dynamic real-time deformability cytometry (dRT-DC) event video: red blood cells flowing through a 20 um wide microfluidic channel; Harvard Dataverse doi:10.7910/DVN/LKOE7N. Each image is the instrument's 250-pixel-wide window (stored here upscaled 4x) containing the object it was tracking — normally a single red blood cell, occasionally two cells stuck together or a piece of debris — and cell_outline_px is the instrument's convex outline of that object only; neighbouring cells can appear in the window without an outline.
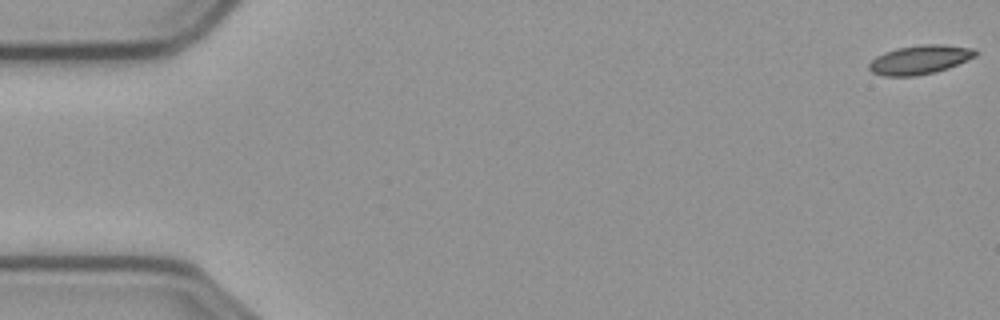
{"species": "common noctule bat (a hibernating species)", "species_latin": "Nyctalus noctula", "temperature_condition": "cold", "stored_images_in_passage": 10, "camera_frame_rate_fps": 3000, "um_per_image_px": 0.085, "animal": {"sex": "male", "body_mass_g": 23.1, "forearm_length_mm": 52.7}, "frame": {"image": 1, "passage_image": 1, "time_ms": 0.0, "image_size_px": [1000, 320], "cell_outline_px": [[980, 52], [976, 56], [948, 68], [936, 72], [916, 76], [884, 76], [872, 72], [868, 68], [868, 64], [876, 56], [884, 52], [896, 48], [924, 44], [944, 44], [976, 48]], "centroid_in_image_um": [78.21, 5.06], "position_along_channel_um": 6.8, "area_um2": 18.21}}